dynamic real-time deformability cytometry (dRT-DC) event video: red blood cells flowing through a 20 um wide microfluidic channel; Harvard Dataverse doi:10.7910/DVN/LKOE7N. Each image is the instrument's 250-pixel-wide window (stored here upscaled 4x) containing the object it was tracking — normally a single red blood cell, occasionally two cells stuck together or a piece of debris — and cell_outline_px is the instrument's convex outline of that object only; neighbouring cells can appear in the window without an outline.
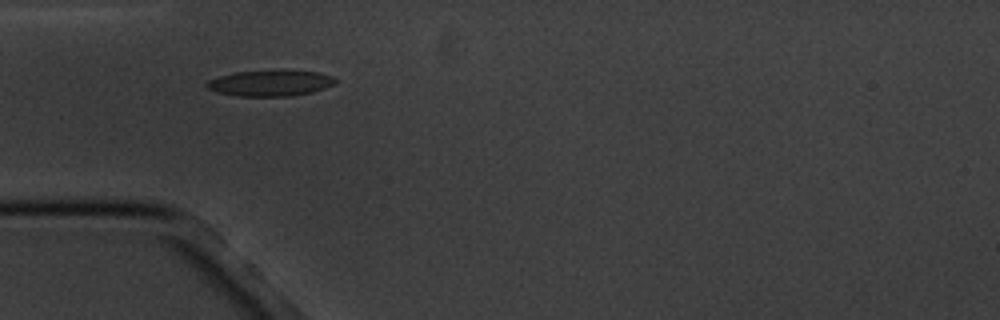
{"species": "common noctule bat (a hibernating species)", "species_latin": "Nyctalus noctula", "temperature_condition": "cold", "stored_images_in_passage": 4, "camera_frame_rate_fps": 3000, "um_per_image_px": 0.085, "animal": {"sex": "male", "body_mass_g": 20.1, "forearm_length_mm": 53.5}, "frame": {"image": 1, "passage_image": 1, "time_ms": 0.0, "image_size_px": [1000, 320], "cell_outline_px": [[336, 84], [312, 92], [288, 96], [236, 96], [216, 92], [208, 88], [204, 84], [208, 80], [220, 76], [236, 72], [320, 72], [332, 76], [336, 80]], "centroid_in_image_um": [22.95, 7.09], "position_along_channel_um": 62.0, "area_um2": 18.84}}
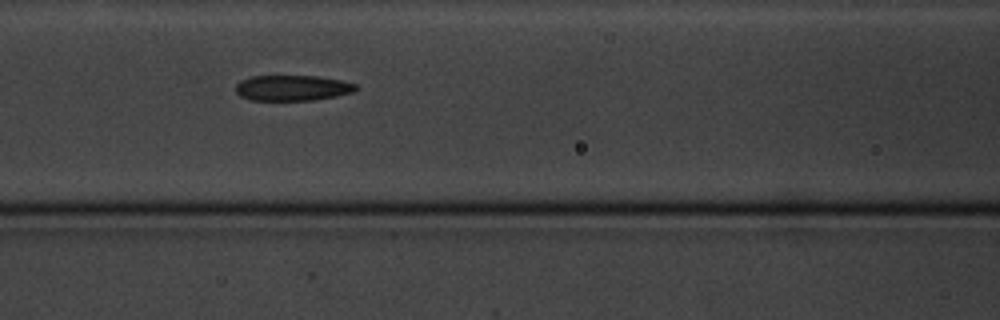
{"frame": {"image": 2, "passage_image": 3, "time_ms": 2.333, "image_size_px": [1000, 320], "cell_outline_px": [[360, 88], [352, 92], [336, 96], [312, 100], [252, 100], [240, 96], [236, 92], [236, 84], [240, 80], [252, 76], [316, 76], [340, 80], [356, 84]], "centroid_in_image_um": [24.85, 7.47], "position_along_channel_um": 141.8, "area_um2": 17.86}}
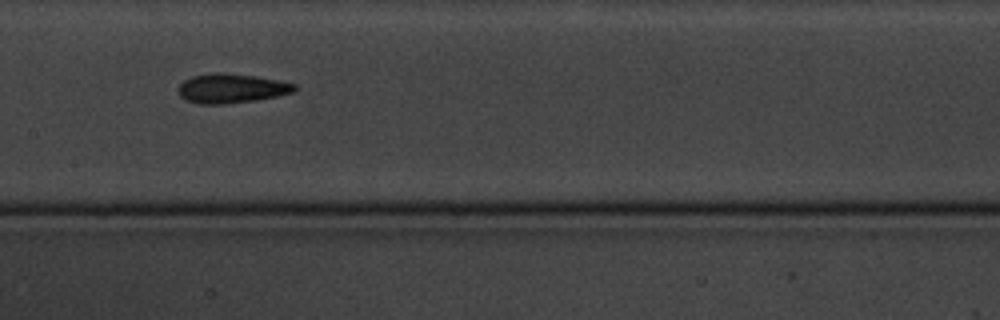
{"frame": {"image": 3, "passage_image": 4, "time_ms": 3.667, "image_size_px": [1000, 320], "cell_outline_px": [[296, 88], [292, 92], [276, 96], [256, 100], [224, 104], [200, 104], [184, 100], [180, 96], [180, 84], [184, 80], [192, 76], [212, 72], [228, 72], [256, 76], [296, 84]], "centroid_in_image_um": [19.64, 7.5], "position_along_channel_um": 187.8, "area_um2": 19.88}}